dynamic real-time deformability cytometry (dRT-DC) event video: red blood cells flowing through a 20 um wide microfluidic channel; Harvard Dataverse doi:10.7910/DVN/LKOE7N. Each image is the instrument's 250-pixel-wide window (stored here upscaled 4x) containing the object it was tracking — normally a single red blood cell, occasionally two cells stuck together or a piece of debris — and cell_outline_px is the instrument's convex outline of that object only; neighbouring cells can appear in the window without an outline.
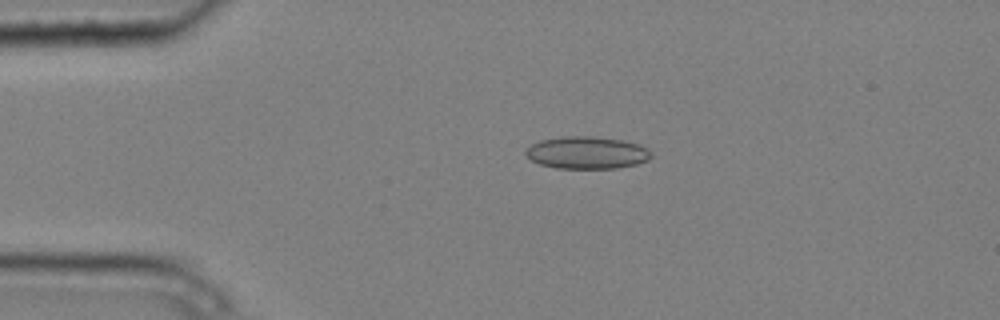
{"species": "common noctule bat (a hibernating species)", "species_latin": "Nyctalus noctula", "temperature_condition": "cold", "stored_images_in_passage": 4, "camera_frame_rate_fps": 3000, "um_per_image_px": 0.085, "animal": {"sex": "male", "body_mass_g": 20.4}, "frame": {"image": 1, "passage_image": 3, "time_ms": 0.667, "image_size_px": [1000, 320], "cell_outline_px": [[652, 156], [648, 160], [636, 164], [616, 168], [556, 168], [540, 164], [532, 160], [524, 152], [532, 144], [540, 140], [560, 136], [592, 136], [620, 140], [640, 144], [648, 148], [652, 152]], "centroid_in_image_um": [49.91, 12.97], "position_along_channel_um": 35.1, "area_um2": 23.64}}